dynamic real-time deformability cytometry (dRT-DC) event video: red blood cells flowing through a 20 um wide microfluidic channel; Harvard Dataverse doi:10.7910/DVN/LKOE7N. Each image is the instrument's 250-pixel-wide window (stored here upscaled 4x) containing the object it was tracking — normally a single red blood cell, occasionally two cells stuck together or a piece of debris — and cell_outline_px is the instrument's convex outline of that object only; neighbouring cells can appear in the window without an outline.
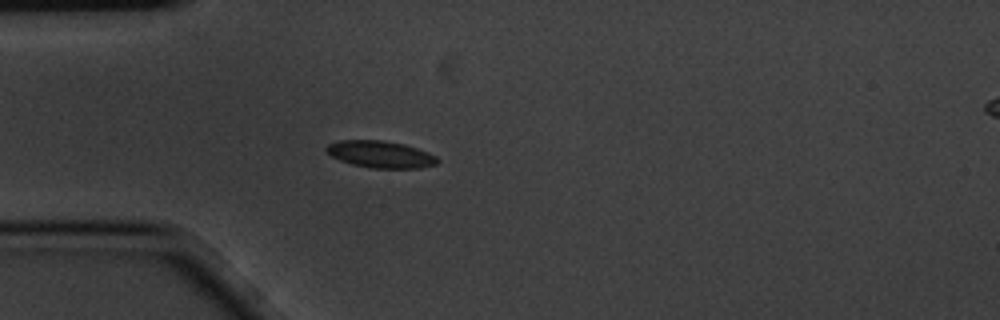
{"species": "common noctule bat (a hibernating species)", "species_latin": "Nyctalus noctula", "temperature_condition": "cold", "stored_images_in_passage": 1, "camera_frame_rate_fps": 3000, "um_per_image_px": 0.085, "animal": {"sex": "male", "body_mass_g": 20.1, "forearm_length_mm": 53.5}, "frame": {"image": 1, "passage_image": 1, "time_ms": 0.0, "image_size_px": [1000, 320], "cell_outline_px": [[440, 160], [436, 164], [420, 168], [372, 168], [352, 164], [340, 160], [332, 156], [324, 148], [328, 144], [340, 140], [380, 140], [404, 144], [428, 152], [436, 156]], "centroid_in_image_um": [32.35, 13.12], "position_along_channel_um": 52.6, "area_um2": 17.34}}